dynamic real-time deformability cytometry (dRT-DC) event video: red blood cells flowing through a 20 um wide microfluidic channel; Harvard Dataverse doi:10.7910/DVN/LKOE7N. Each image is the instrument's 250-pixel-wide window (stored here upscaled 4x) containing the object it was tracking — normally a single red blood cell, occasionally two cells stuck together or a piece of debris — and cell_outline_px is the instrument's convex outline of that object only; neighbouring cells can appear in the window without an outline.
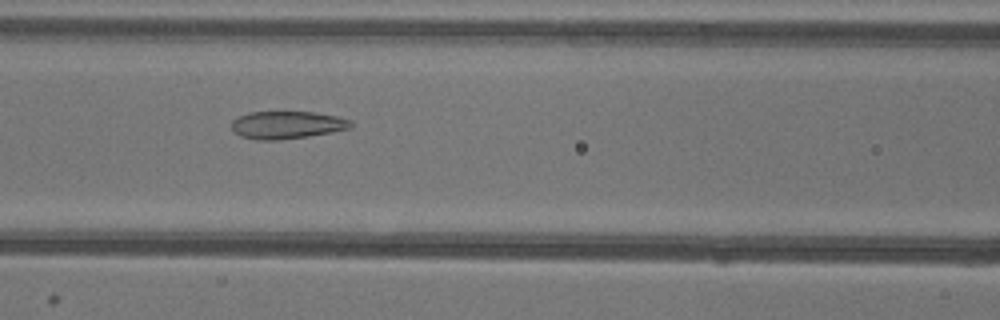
{"species": "common noctule bat (a hibernating species)", "species_latin": "Nyctalus noctula", "temperature_condition": "warm", "stored_images_in_passage": 53, "camera_frame_rate_fps": 3000, "um_per_image_px": 0.085, "animal": {"sex": "female"}, "frame": {"image": 1, "passage_image": 22, "time_ms": 7.0, "image_size_px": [1000, 320], "cell_outline_px": [[352, 124], [348, 128], [332, 132], [308, 136], [276, 140], [256, 140], [240, 136], [232, 128], [232, 120], [248, 112], [316, 112], [336, 116], [352, 120]], "centroid_in_image_um": [24.38, 10.62], "position_along_channel_um": 142.2, "area_um2": 19.07}}
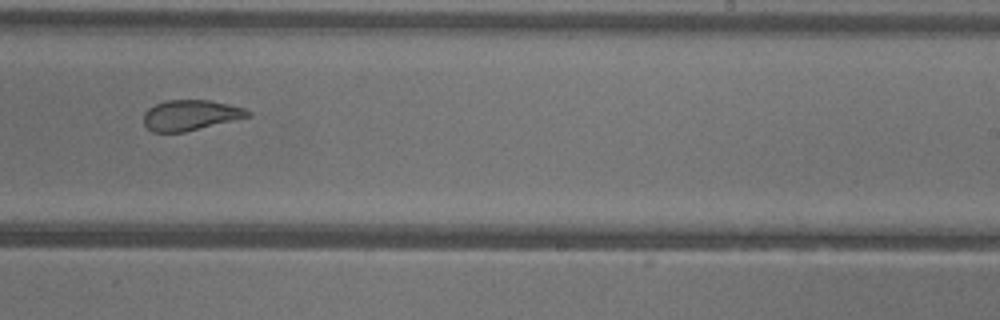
{"frame": {"image": 2, "passage_image": 32, "time_ms": 10.333, "image_size_px": [1000, 320], "cell_outline_px": [[252, 116], [184, 132], [152, 132], [144, 124], [144, 112], [148, 108], [156, 104], [168, 100], [208, 100], [228, 104], [244, 108], [252, 112]], "centroid_in_image_um": [16.2, 9.79], "position_along_channel_um": 272.8, "area_um2": 18.44}}
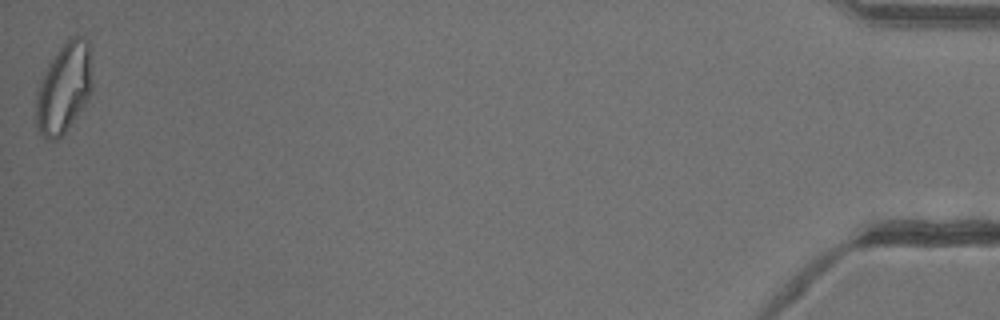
{"frame": {"image": 3, "passage_image": 52, "time_ms": 17.0, "image_size_px": [1000, 320], "cell_outline_px": [[92, 92], [76, 116], [64, 132], [56, 140], [44, 140], [36, 128], [36, 96], [40, 84], [56, 52], [72, 36], [80, 36], [88, 40], [92, 84]], "centroid_in_image_um": [5.43, 7.53], "position_along_channel_um": 429.8, "area_um2": 28.9}}